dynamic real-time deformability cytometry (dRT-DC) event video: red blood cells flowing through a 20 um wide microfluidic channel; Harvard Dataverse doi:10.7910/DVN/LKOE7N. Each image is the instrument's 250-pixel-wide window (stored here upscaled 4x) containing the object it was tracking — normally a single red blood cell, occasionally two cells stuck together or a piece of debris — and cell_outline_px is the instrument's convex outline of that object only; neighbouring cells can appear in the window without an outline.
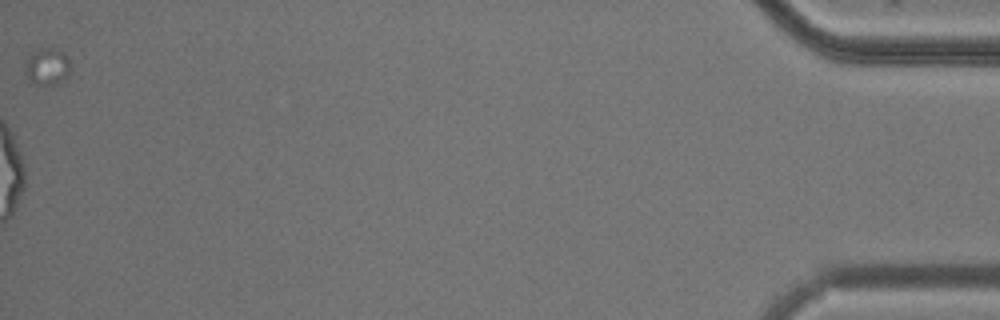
{"species": "common noctule bat (a hibernating species)", "species_latin": "Nyctalus noctula", "temperature_condition": "cold", "stored_images_in_passage": 55, "segment_of_instrument_passage": [2, 2], "camera_frame_rate_fps": 3000, "um_per_image_px": 0.085, "animal": {"sex": "male", "body_mass_g": 20.5, "forearm_length_mm": 52.5}, "frame": {"image": 1, "passage_image": 55, "time_ms": 18.0, "image_size_px": [1000, 320], "cell_outline_px": [[72, 68], [68, 76], [56, 84], [48, 88], [28, 84], [24, 72], [24, 64], [32, 52], [36, 48], [56, 48], [64, 52]], "centroid_in_image_um": [3.97, 5.72], "position_along_channel_um": 431.2, "area_um2": 10.58}}